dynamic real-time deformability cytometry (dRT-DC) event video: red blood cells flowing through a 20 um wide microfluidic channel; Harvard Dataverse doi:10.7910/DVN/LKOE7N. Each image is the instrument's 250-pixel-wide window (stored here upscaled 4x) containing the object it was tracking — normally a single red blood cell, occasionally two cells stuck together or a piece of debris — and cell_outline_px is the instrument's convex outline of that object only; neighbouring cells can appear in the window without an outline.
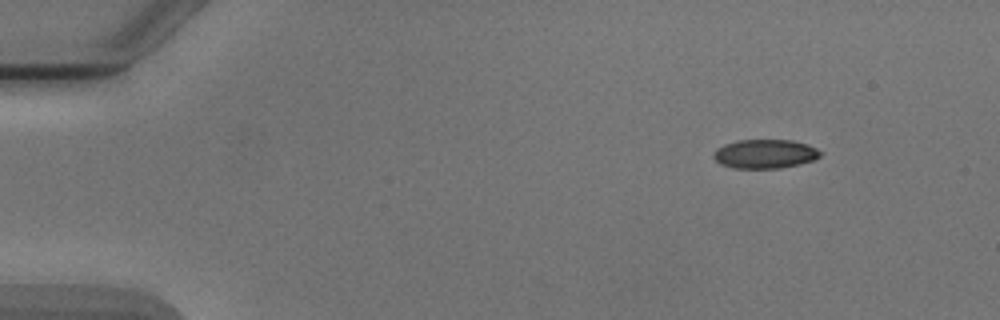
{"species": "Egyptian fruit bat (a non-hibernating species)", "species_latin": "Rousettus aegyptiacus", "temperature_condition": "cold", "stored_images_in_passage": 4, "segment_of_instrument_passage": [1, 2], "camera_frame_rate_fps": 3000, "um_per_image_px": 0.085, "animal": {"sex": "male"}, "frame": {"image": 1, "passage_image": 1, "time_ms": 0.0, "image_size_px": [1000, 320], "cell_outline_px": [[824, 152], [816, 160], [780, 168], [736, 168], [720, 164], [712, 156], [712, 152], [716, 148], [724, 144], [736, 140], [792, 140], [808, 144]], "centroid_in_image_um": [65.03, 13.07], "position_along_channel_um": 20.0, "area_um2": 18.26}}